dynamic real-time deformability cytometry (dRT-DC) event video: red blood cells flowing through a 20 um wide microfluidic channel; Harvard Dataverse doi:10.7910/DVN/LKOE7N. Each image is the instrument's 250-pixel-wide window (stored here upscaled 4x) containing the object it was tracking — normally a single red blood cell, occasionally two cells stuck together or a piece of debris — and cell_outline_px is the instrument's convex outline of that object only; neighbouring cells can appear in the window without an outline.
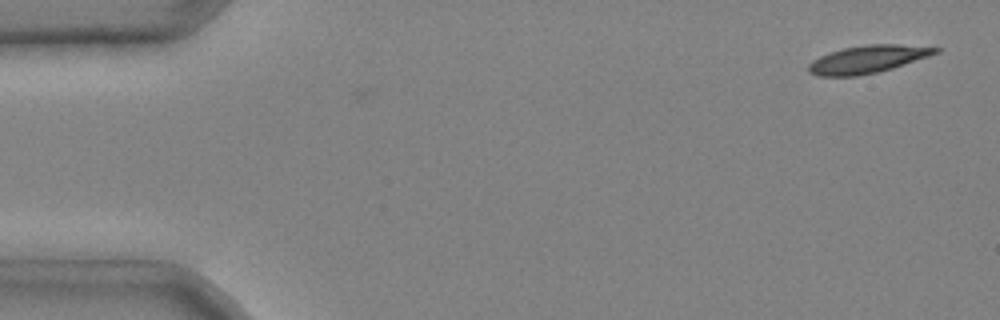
{"species": "common noctule bat (a hibernating species)", "species_latin": "Nyctalus noctula", "temperature_condition": "cold", "stored_images_in_passage": 4, "camera_frame_rate_fps": 3000, "um_per_image_px": 0.085, "animal": {"sex": "male", "body_mass_g": 20.4}, "frame": {"image": 1, "passage_image": 1, "time_ms": 0.0, "image_size_px": [1000, 320], "cell_outline_px": [[940, 52], [892, 68], [876, 72], [856, 76], [816, 76], [808, 72], [808, 64], [812, 60], [820, 56], [844, 48], [868, 44], [896, 44], [940, 48]], "centroid_in_image_um": [73.71, 5.04], "position_along_channel_um": 11.3, "area_um2": 20.17}}
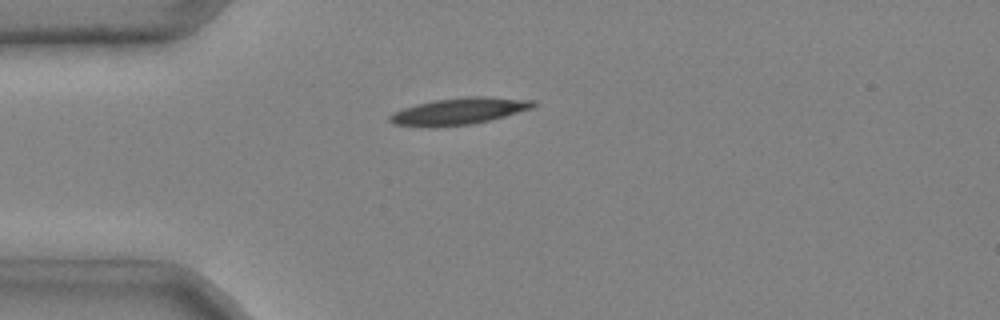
{"frame": {"image": 2, "passage_image": 4, "time_ms": 1.0, "image_size_px": [1000, 320], "cell_outline_px": [[540, 104], [532, 108], [504, 116], [472, 124], [436, 128], [428, 128], [392, 124], [388, 120], [388, 116], [392, 112], [416, 104], [436, 100], [468, 96], [484, 96], [536, 100]], "centroid_in_image_um": [38.99, 9.46], "position_along_channel_um": 46.0, "area_um2": 22.72}}